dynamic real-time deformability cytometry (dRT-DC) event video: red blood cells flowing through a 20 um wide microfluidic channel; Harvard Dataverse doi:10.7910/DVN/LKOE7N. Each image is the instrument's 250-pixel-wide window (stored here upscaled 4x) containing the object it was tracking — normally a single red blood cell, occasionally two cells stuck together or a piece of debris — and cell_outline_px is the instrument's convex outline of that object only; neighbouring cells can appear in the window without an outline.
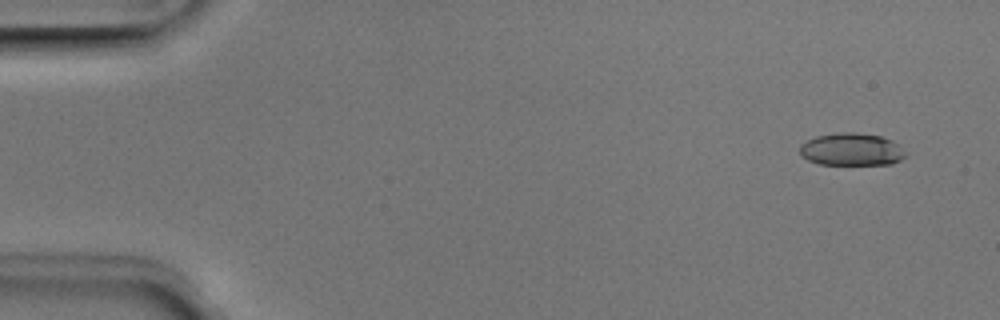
{"species": "Egyptian fruit bat (a non-hibernating species)", "species_latin": "Rousettus aegyptiacus", "temperature_condition": "room temperature", "stored_images_in_passage": 6, "camera_frame_rate_fps": 3000, "um_per_image_px": 0.085, "animal": {"sex": "male"}, "frame": {"image": 1, "passage_image": 1, "time_ms": 0.0, "image_size_px": [1000, 320], "cell_outline_px": [[904, 156], [900, 160], [892, 164], [820, 164], [808, 160], [800, 152], [800, 144], [816, 136], [844, 132], [852, 132], [880, 136], [892, 140], [904, 152]], "centroid_in_image_um": [72.36, 12.7], "position_along_channel_um": 12.6, "area_um2": 19.65}}
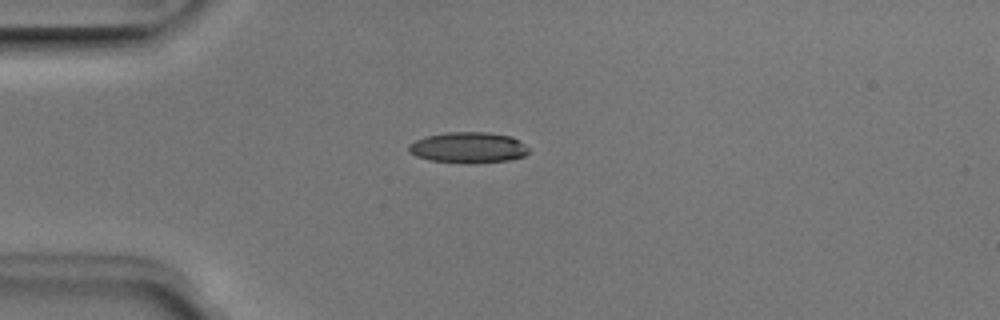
{"frame": {"image": 2, "passage_image": 3, "time_ms": 0.667, "image_size_px": [1000, 320], "cell_outline_px": [[528, 152], [524, 156], [508, 160], [476, 164], [464, 164], [428, 160], [416, 156], [408, 152], [408, 144], [424, 136], [448, 132], [488, 132], [512, 136], [524, 144], [528, 148]], "centroid_in_image_um": [39.77, 12.55], "position_along_channel_um": 45.2, "area_um2": 21.96}}
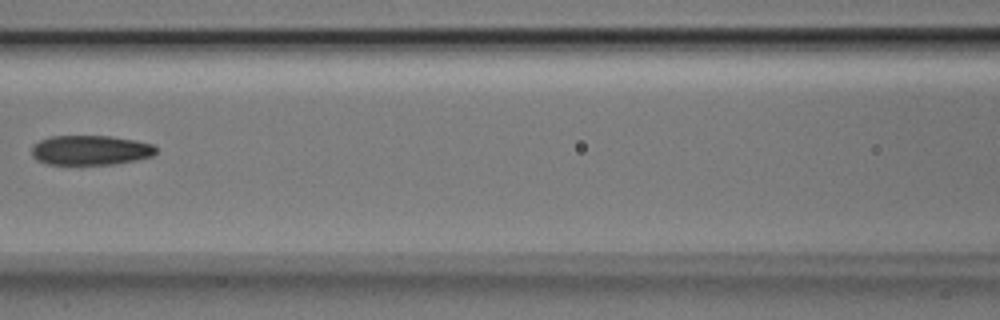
{"frame": {"image": 3, "passage_image": 6, "time_ms": 1.667, "image_size_px": [1000, 320], "cell_outline_px": [[156, 152], [152, 156], [136, 160], [112, 164], [48, 164], [36, 160], [32, 156], [32, 144], [40, 140], [52, 136], [112, 136], [136, 140], [152, 144], [156, 148]], "centroid_in_image_um": [7.67, 12.76], "position_along_channel_um": 158.9, "area_um2": 21.56}}